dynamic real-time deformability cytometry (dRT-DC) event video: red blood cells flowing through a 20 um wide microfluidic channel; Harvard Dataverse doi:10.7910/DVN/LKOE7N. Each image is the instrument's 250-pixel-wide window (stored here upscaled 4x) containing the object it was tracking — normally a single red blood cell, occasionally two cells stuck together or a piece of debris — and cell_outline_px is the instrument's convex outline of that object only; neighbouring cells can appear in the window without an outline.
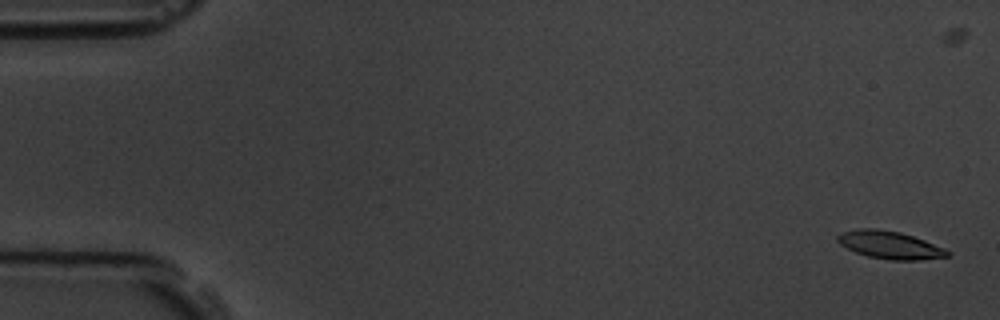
{"species": "common noctule bat (a hibernating species)", "species_latin": "Nyctalus noctula", "temperature_condition": "room temperature", "stored_images_in_passage": 6, "camera_frame_rate_fps": 3000, "um_per_image_px": 0.085, "animal": {"sex": "male", "body_mass_g": 19.5, "forearm_length_mm": 54.6}, "frame": {"image": 1, "passage_image": 1, "time_ms": 0.0, "image_size_px": [1000, 320], "cell_outline_px": [[952, 252], [948, 256], [920, 260], [892, 260], [868, 256], [856, 252], [840, 244], [836, 240], [836, 236], [840, 232], [856, 228], [876, 228], [900, 232], [924, 240], [944, 248]], "centroid_in_image_um": [75.61, 20.81], "position_along_channel_um": 9.4, "area_um2": 17.74}}
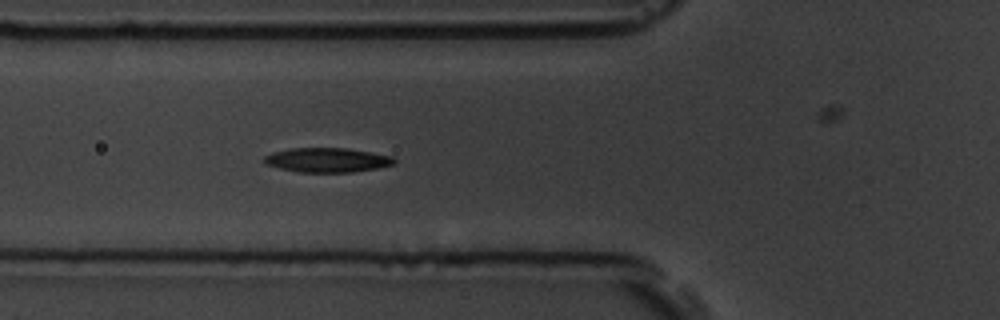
{"frame": {"image": 2, "passage_image": 6, "time_ms": 6.333, "image_size_px": [1000, 320], "cell_outline_px": [[396, 164], [380, 168], [352, 172], [300, 172], [280, 168], [264, 164], [264, 156], [272, 152], [292, 148], [344, 148], [392, 156], [396, 160]], "centroid_in_image_um": [27.82, 13.61], "position_along_channel_um": 98.0, "area_um2": 18.5}}